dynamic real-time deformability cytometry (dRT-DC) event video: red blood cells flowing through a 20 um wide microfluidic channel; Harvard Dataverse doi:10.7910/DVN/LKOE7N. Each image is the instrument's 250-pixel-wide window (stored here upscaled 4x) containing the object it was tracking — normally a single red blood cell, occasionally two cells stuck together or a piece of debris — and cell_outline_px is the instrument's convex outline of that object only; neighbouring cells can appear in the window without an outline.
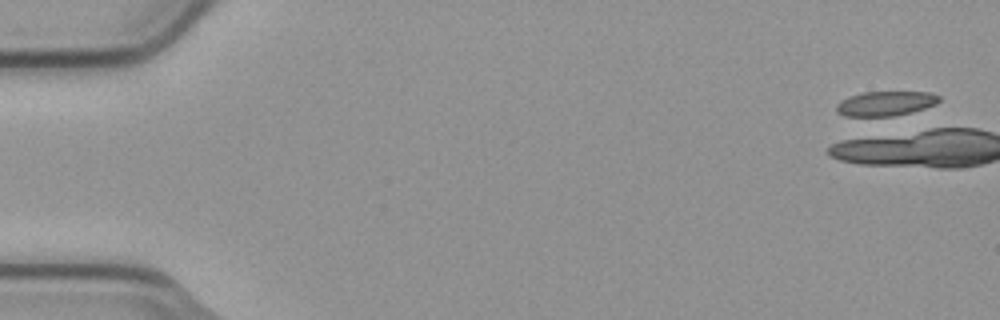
{"species": "common noctule bat (a hibernating species)", "species_latin": "Nyctalus noctula", "temperature_condition": "cold", "stored_images_in_passage": 7, "camera_frame_rate_fps": 3000, "um_per_image_px": 0.085, "animal": {"sex": "male", "body_mass_g": 23.1, "forearm_length_mm": 52.7}, "frame": {"image": 1, "passage_image": 1, "time_ms": 0.0, "image_size_px": [1000, 320], "cell_outline_px": [[940, 100], [936, 104], [912, 112], [892, 116], [844, 116], [836, 112], [836, 104], [840, 100], [848, 96], [864, 92], [928, 92], [940, 96]], "centroid_in_image_um": [75.23, 8.8], "position_along_channel_um": 9.8, "area_um2": 14.8}}